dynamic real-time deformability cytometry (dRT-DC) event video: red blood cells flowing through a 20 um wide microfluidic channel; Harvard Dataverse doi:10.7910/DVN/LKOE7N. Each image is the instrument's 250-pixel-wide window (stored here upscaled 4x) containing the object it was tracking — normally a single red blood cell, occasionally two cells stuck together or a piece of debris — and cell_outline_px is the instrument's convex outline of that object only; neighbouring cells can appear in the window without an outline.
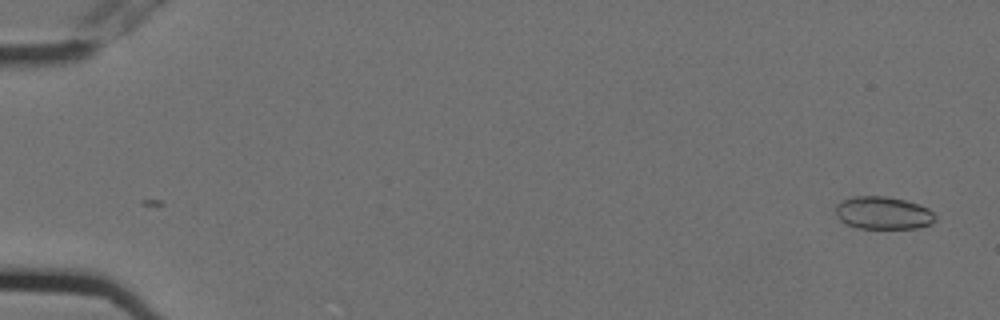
{"species": "Egyptian fruit bat (a non-hibernating species)", "species_latin": "Rousettus aegyptiacus", "temperature_condition": "cold", "stored_images_in_passage": 2, "camera_frame_rate_fps": 3000, "um_per_image_px": 0.085, "animal": {"sex": "female"}, "frame": {"image": 1, "passage_image": 2, "time_ms": 0.333, "image_size_px": [1000, 320], "cell_outline_px": [[936, 220], [932, 224], [916, 228], [860, 228], [848, 224], [840, 220], [836, 212], [836, 204], [852, 196], [884, 196], [904, 200], [920, 204], [928, 208], [936, 216]], "centroid_in_image_um": [75.1, 18.1], "position_along_channel_um": 9.9, "area_um2": 18.9}}